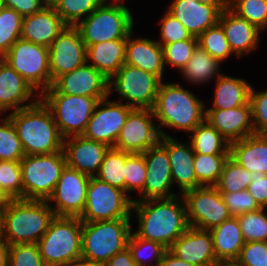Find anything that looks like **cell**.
I'll return each mask as SVG.
<instances>
[{
    "label": "cell",
    "instance_id": "6da1fadb",
    "mask_svg": "<svg viewBox=\"0 0 267 266\" xmlns=\"http://www.w3.org/2000/svg\"><path fill=\"white\" fill-rule=\"evenodd\" d=\"M179 196L133 201L132 212L139 222L134 233L169 249L190 227L186 203L182 194Z\"/></svg>",
    "mask_w": 267,
    "mask_h": 266
},
{
    "label": "cell",
    "instance_id": "7a4b0ae2",
    "mask_svg": "<svg viewBox=\"0 0 267 266\" xmlns=\"http://www.w3.org/2000/svg\"><path fill=\"white\" fill-rule=\"evenodd\" d=\"M152 110L155 116L154 122H159L157 126L161 136L164 137L173 136L167 134L161 127L174 128L175 131L183 130L189 134L203 123L206 117V108L202 100L174 82H161Z\"/></svg>",
    "mask_w": 267,
    "mask_h": 266
},
{
    "label": "cell",
    "instance_id": "3957f363",
    "mask_svg": "<svg viewBox=\"0 0 267 266\" xmlns=\"http://www.w3.org/2000/svg\"><path fill=\"white\" fill-rule=\"evenodd\" d=\"M7 116L16 129L25 155L52 154L63 150V138L57 124L41 99Z\"/></svg>",
    "mask_w": 267,
    "mask_h": 266
},
{
    "label": "cell",
    "instance_id": "277c9868",
    "mask_svg": "<svg viewBox=\"0 0 267 266\" xmlns=\"http://www.w3.org/2000/svg\"><path fill=\"white\" fill-rule=\"evenodd\" d=\"M55 216L47 201L10 199L4 209L3 238L9 245L37 244Z\"/></svg>",
    "mask_w": 267,
    "mask_h": 266
},
{
    "label": "cell",
    "instance_id": "5b68a950",
    "mask_svg": "<svg viewBox=\"0 0 267 266\" xmlns=\"http://www.w3.org/2000/svg\"><path fill=\"white\" fill-rule=\"evenodd\" d=\"M81 240L79 217L55 216L37 245L46 266H71L82 261Z\"/></svg>",
    "mask_w": 267,
    "mask_h": 266
},
{
    "label": "cell",
    "instance_id": "8992f818",
    "mask_svg": "<svg viewBox=\"0 0 267 266\" xmlns=\"http://www.w3.org/2000/svg\"><path fill=\"white\" fill-rule=\"evenodd\" d=\"M131 219L82 222V261L105 264L128 247Z\"/></svg>",
    "mask_w": 267,
    "mask_h": 266
},
{
    "label": "cell",
    "instance_id": "52a82bcc",
    "mask_svg": "<svg viewBox=\"0 0 267 266\" xmlns=\"http://www.w3.org/2000/svg\"><path fill=\"white\" fill-rule=\"evenodd\" d=\"M122 1L125 0H105L76 26L86 47L104 41L127 39L134 30V18Z\"/></svg>",
    "mask_w": 267,
    "mask_h": 266
},
{
    "label": "cell",
    "instance_id": "ba28073f",
    "mask_svg": "<svg viewBox=\"0 0 267 266\" xmlns=\"http://www.w3.org/2000/svg\"><path fill=\"white\" fill-rule=\"evenodd\" d=\"M23 199L47 201L65 168L64 151L25 155L21 161Z\"/></svg>",
    "mask_w": 267,
    "mask_h": 266
},
{
    "label": "cell",
    "instance_id": "9c48e42d",
    "mask_svg": "<svg viewBox=\"0 0 267 266\" xmlns=\"http://www.w3.org/2000/svg\"><path fill=\"white\" fill-rule=\"evenodd\" d=\"M133 199L114 186L92 176L86 189L82 222L131 219Z\"/></svg>",
    "mask_w": 267,
    "mask_h": 266
},
{
    "label": "cell",
    "instance_id": "30bf717a",
    "mask_svg": "<svg viewBox=\"0 0 267 266\" xmlns=\"http://www.w3.org/2000/svg\"><path fill=\"white\" fill-rule=\"evenodd\" d=\"M39 98L51 111L63 139L84 134L99 102L89 96L63 93H42Z\"/></svg>",
    "mask_w": 267,
    "mask_h": 266
},
{
    "label": "cell",
    "instance_id": "8fae6325",
    "mask_svg": "<svg viewBox=\"0 0 267 266\" xmlns=\"http://www.w3.org/2000/svg\"><path fill=\"white\" fill-rule=\"evenodd\" d=\"M2 59L39 91V96L52 86L48 47L20 38Z\"/></svg>",
    "mask_w": 267,
    "mask_h": 266
},
{
    "label": "cell",
    "instance_id": "7c38bea8",
    "mask_svg": "<svg viewBox=\"0 0 267 266\" xmlns=\"http://www.w3.org/2000/svg\"><path fill=\"white\" fill-rule=\"evenodd\" d=\"M162 80L138 67L124 64L109 79L108 91H116L125 98L127 106L138 109H153Z\"/></svg>",
    "mask_w": 267,
    "mask_h": 266
},
{
    "label": "cell",
    "instance_id": "4fadbf2b",
    "mask_svg": "<svg viewBox=\"0 0 267 266\" xmlns=\"http://www.w3.org/2000/svg\"><path fill=\"white\" fill-rule=\"evenodd\" d=\"M191 227L210 230L231 215L221 193L215 186H200L182 194Z\"/></svg>",
    "mask_w": 267,
    "mask_h": 266
},
{
    "label": "cell",
    "instance_id": "5bb4252c",
    "mask_svg": "<svg viewBox=\"0 0 267 266\" xmlns=\"http://www.w3.org/2000/svg\"><path fill=\"white\" fill-rule=\"evenodd\" d=\"M152 109L134 108L115 142L114 148L128 153H144L150 147L157 145L161 134Z\"/></svg>",
    "mask_w": 267,
    "mask_h": 266
},
{
    "label": "cell",
    "instance_id": "9a60e30c",
    "mask_svg": "<svg viewBox=\"0 0 267 266\" xmlns=\"http://www.w3.org/2000/svg\"><path fill=\"white\" fill-rule=\"evenodd\" d=\"M90 176L67 165L47 202L56 216L80 217L86 203ZM55 203L53 206L51 203Z\"/></svg>",
    "mask_w": 267,
    "mask_h": 266
},
{
    "label": "cell",
    "instance_id": "2e32d148",
    "mask_svg": "<svg viewBox=\"0 0 267 266\" xmlns=\"http://www.w3.org/2000/svg\"><path fill=\"white\" fill-rule=\"evenodd\" d=\"M144 154L147 166V176L144 189L138 193L141 196L133 201L147 199L172 198L179 195L171 192L173 180L167 152V137L162 136L160 142L150 147Z\"/></svg>",
    "mask_w": 267,
    "mask_h": 266
},
{
    "label": "cell",
    "instance_id": "e0dca14e",
    "mask_svg": "<svg viewBox=\"0 0 267 266\" xmlns=\"http://www.w3.org/2000/svg\"><path fill=\"white\" fill-rule=\"evenodd\" d=\"M107 99H109V97L99 100L95 106L83 136L114 148L117 137L126 122L128 114L134 108L124 103Z\"/></svg>",
    "mask_w": 267,
    "mask_h": 266
},
{
    "label": "cell",
    "instance_id": "ac0fdd59",
    "mask_svg": "<svg viewBox=\"0 0 267 266\" xmlns=\"http://www.w3.org/2000/svg\"><path fill=\"white\" fill-rule=\"evenodd\" d=\"M48 49L52 84L59 76L87 62V47L76 26H66Z\"/></svg>",
    "mask_w": 267,
    "mask_h": 266
},
{
    "label": "cell",
    "instance_id": "d6986e66",
    "mask_svg": "<svg viewBox=\"0 0 267 266\" xmlns=\"http://www.w3.org/2000/svg\"><path fill=\"white\" fill-rule=\"evenodd\" d=\"M227 0H173L167 11L194 37L219 23Z\"/></svg>",
    "mask_w": 267,
    "mask_h": 266
},
{
    "label": "cell",
    "instance_id": "ffe728a7",
    "mask_svg": "<svg viewBox=\"0 0 267 266\" xmlns=\"http://www.w3.org/2000/svg\"><path fill=\"white\" fill-rule=\"evenodd\" d=\"M109 79L87 62L69 73L59 76L43 93H63L96 98H108Z\"/></svg>",
    "mask_w": 267,
    "mask_h": 266
},
{
    "label": "cell",
    "instance_id": "44dd1931",
    "mask_svg": "<svg viewBox=\"0 0 267 266\" xmlns=\"http://www.w3.org/2000/svg\"><path fill=\"white\" fill-rule=\"evenodd\" d=\"M110 148L104 143L87 139L83 135L63 139V151L67 166L90 177L98 173Z\"/></svg>",
    "mask_w": 267,
    "mask_h": 266
},
{
    "label": "cell",
    "instance_id": "7402d4cb",
    "mask_svg": "<svg viewBox=\"0 0 267 266\" xmlns=\"http://www.w3.org/2000/svg\"><path fill=\"white\" fill-rule=\"evenodd\" d=\"M205 120L230 144L255 134L250 102L231 109H206Z\"/></svg>",
    "mask_w": 267,
    "mask_h": 266
},
{
    "label": "cell",
    "instance_id": "603a6c76",
    "mask_svg": "<svg viewBox=\"0 0 267 266\" xmlns=\"http://www.w3.org/2000/svg\"><path fill=\"white\" fill-rule=\"evenodd\" d=\"M168 250L177 258L195 266H213L218 261L210 231L191 226Z\"/></svg>",
    "mask_w": 267,
    "mask_h": 266
},
{
    "label": "cell",
    "instance_id": "cb8c5ba5",
    "mask_svg": "<svg viewBox=\"0 0 267 266\" xmlns=\"http://www.w3.org/2000/svg\"><path fill=\"white\" fill-rule=\"evenodd\" d=\"M219 24L236 57H244L246 53L257 49L262 31L250 24L246 18L236 14L228 5L220 15Z\"/></svg>",
    "mask_w": 267,
    "mask_h": 266
},
{
    "label": "cell",
    "instance_id": "d4e9b609",
    "mask_svg": "<svg viewBox=\"0 0 267 266\" xmlns=\"http://www.w3.org/2000/svg\"><path fill=\"white\" fill-rule=\"evenodd\" d=\"M35 92V95H39L22 76L0 58V114L33 105L40 99V96L34 95ZM32 97L37 98L25 104Z\"/></svg>",
    "mask_w": 267,
    "mask_h": 266
},
{
    "label": "cell",
    "instance_id": "484cf974",
    "mask_svg": "<svg viewBox=\"0 0 267 266\" xmlns=\"http://www.w3.org/2000/svg\"><path fill=\"white\" fill-rule=\"evenodd\" d=\"M67 25L48 4L40 12L23 17L21 39L49 47Z\"/></svg>",
    "mask_w": 267,
    "mask_h": 266
},
{
    "label": "cell",
    "instance_id": "4316f807",
    "mask_svg": "<svg viewBox=\"0 0 267 266\" xmlns=\"http://www.w3.org/2000/svg\"><path fill=\"white\" fill-rule=\"evenodd\" d=\"M132 33L133 31L127 36L125 64L152 73L163 81L166 67L162 45L156 40L144 37L133 39Z\"/></svg>",
    "mask_w": 267,
    "mask_h": 266
},
{
    "label": "cell",
    "instance_id": "83f0119b",
    "mask_svg": "<svg viewBox=\"0 0 267 266\" xmlns=\"http://www.w3.org/2000/svg\"><path fill=\"white\" fill-rule=\"evenodd\" d=\"M167 152L170 160L171 177L179 187L180 194L198 187V180L194 170V157L191 143H181L174 137H167Z\"/></svg>",
    "mask_w": 267,
    "mask_h": 266
},
{
    "label": "cell",
    "instance_id": "f1b7e54d",
    "mask_svg": "<svg viewBox=\"0 0 267 266\" xmlns=\"http://www.w3.org/2000/svg\"><path fill=\"white\" fill-rule=\"evenodd\" d=\"M230 157L250 173L267 175V134H253L231 143Z\"/></svg>",
    "mask_w": 267,
    "mask_h": 266
},
{
    "label": "cell",
    "instance_id": "f546056e",
    "mask_svg": "<svg viewBox=\"0 0 267 266\" xmlns=\"http://www.w3.org/2000/svg\"><path fill=\"white\" fill-rule=\"evenodd\" d=\"M126 41L118 39L87 46V63L110 79L125 64Z\"/></svg>",
    "mask_w": 267,
    "mask_h": 266
},
{
    "label": "cell",
    "instance_id": "4dcf8cb0",
    "mask_svg": "<svg viewBox=\"0 0 267 266\" xmlns=\"http://www.w3.org/2000/svg\"><path fill=\"white\" fill-rule=\"evenodd\" d=\"M218 261L237 260L245 244L238 218L231 216L209 230Z\"/></svg>",
    "mask_w": 267,
    "mask_h": 266
},
{
    "label": "cell",
    "instance_id": "1f68e13d",
    "mask_svg": "<svg viewBox=\"0 0 267 266\" xmlns=\"http://www.w3.org/2000/svg\"><path fill=\"white\" fill-rule=\"evenodd\" d=\"M215 84L212 107L206 109H231L249 102L252 85L245 79L222 74Z\"/></svg>",
    "mask_w": 267,
    "mask_h": 266
},
{
    "label": "cell",
    "instance_id": "d6a6232c",
    "mask_svg": "<svg viewBox=\"0 0 267 266\" xmlns=\"http://www.w3.org/2000/svg\"><path fill=\"white\" fill-rule=\"evenodd\" d=\"M220 64V61L198 46L180 73L187 82L205 84L214 79V76L219 77L223 74L219 72Z\"/></svg>",
    "mask_w": 267,
    "mask_h": 266
},
{
    "label": "cell",
    "instance_id": "836d02e7",
    "mask_svg": "<svg viewBox=\"0 0 267 266\" xmlns=\"http://www.w3.org/2000/svg\"><path fill=\"white\" fill-rule=\"evenodd\" d=\"M188 136L194 153L209 155H230V143L206 120Z\"/></svg>",
    "mask_w": 267,
    "mask_h": 266
},
{
    "label": "cell",
    "instance_id": "e575fe53",
    "mask_svg": "<svg viewBox=\"0 0 267 266\" xmlns=\"http://www.w3.org/2000/svg\"><path fill=\"white\" fill-rule=\"evenodd\" d=\"M127 152L110 148L95 177L125 191V164Z\"/></svg>",
    "mask_w": 267,
    "mask_h": 266
},
{
    "label": "cell",
    "instance_id": "d590c367",
    "mask_svg": "<svg viewBox=\"0 0 267 266\" xmlns=\"http://www.w3.org/2000/svg\"><path fill=\"white\" fill-rule=\"evenodd\" d=\"M105 0H54L51 4L67 26H77Z\"/></svg>",
    "mask_w": 267,
    "mask_h": 266
},
{
    "label": "cell",
    "instance_id": "8d00e7d4",
    "mask_svg": "<svg viewBox=\"0 0 267 266\" xmlns=\"http://www.w3.org/2000/svg\"><path fill=\"white\" fill-rule=\"evenodd\" d=\"M230 155L195 153L194 170L200 186H215Z\"/></svg>",
    "mask_w": 267,
    "mask_h": 266
},
{
    "label": "cell",
    "instance_id": "74e56055",
    "mask_svg": "<svg viewBox=\"0 0 267 266\" xmlns=\"http://www.w3.org/2000/svg\"><path fill=\"white\" fill-rule=\"evenodd\" d=\"M251 173L230 156L225 162L220 178L215 185L219 192H238L246 190L252 182Z\"/></svg>",
    "mask_w": 267,
    "mask_h": 266
},
{
    "label": "cell",
    "instance_id": "f35d334b",
    "mask_svg": "<svg viewBox=\"0 0 267 266\" xmlns=\"http://www.w3.org/2000/svg\"><path fill=\"white\" fill-rule=\"evenodd\" d=\"M128 249L137 266H150L148 265L150 260H154L155 264L151 266H159L164 253L168 250L159 242L142 239L134 232L128 240Z\"/></svg>",
    "mask_w": 267,
    "mask_h": 266
},
{
    "label": "cell",
    "instance_id": "ab89813d",
    "mask_svg": "<svg viewBox=\"0 0 267 266\" xmlns=\"http://www.w3.org/2000/svg\"><path fill=\"white\" fill-rule=\"evenodd\" d=\"M23 17L14 9L0 8V58L21 38Z\"/></svg>",
    "mask_w": 267,
    "mask_h": 266
},
{
    "label": "cell",
    "instance_id": "60d3db41",
    "mask_svg": "<svg viewBox=\"0 0 267 266\" xmlns=\"http://www.w3.org/2000/svg\"><path fill=\"white\" fill-rule=\"evenodd\" d=\"M197 39L198 46L220 62L233 54L219 23L204 31Z\"/></svg>",
    "mask_w": 267,
    "mask_h": 266
},
{
    "label": "cell",
    "instance_id": "b9f144b4",
    "mask_svg": "<svg viewBox=\"0 0 267 266\" xmlns=\"http://www.w3.org/2000/svg\"><path fill=\"white\" fill-rule=\"evenodd\" d=\"M25 156L21 141L11 119H0V161H21Z\"/></svg>",
    "mask_w": 267,
    "mask_h": 266
},
{
    "label": "cell",
    "instance_id": "7bdbcfd3",
    "mask_svg": "<svg viewBox=\"0 0 267 266\" xmlns=\"http://www.w3.org/2000/svg\"><path fill=\"white\" fill-rule=\"evenodd\" d=\"M227 5L259 30L267 28V0H227Z\"/></svg>",
    "mask_w": 267,
    "mask_h": 266
},
{
    "label": "cell",
    "instance_id": "ee69618b",
    "mask_svg": "<svg viewBox=\"0 0 267 266\" xmlns=\"http://www.w3.org/2000/svg\"><path fill=\"white\" fill-rule=\"evenodd\" d=\"M265 210L266 208H260L236 216L245 242H267V215Z\"/></svg>",
    "mask_w": 267,
    "mask_h": 266
},
{
    "label": "cell",
    "instance_id": "f6af8a7d",
    "mask_svg": "<svg viewBox=\"0 0 267 266\" xmlns=\"http://www.w3.org/2000/svg\"><path fill=\"white\" fill-rule=\"evenodd\" d=\"M0 188L9 199H23L20 161H0Z\"/></svg>",
    "mask_w": 267,
    "mask_h": 266
},
{
    "label": "cell",
    "instance_id": "bcb514c9",
    "mask_svg": "<svg viewBox=\"0 0 267 266\" xmlns=\"http://www.w3.org/2000/svg\"><path fill=\"white\" fill-rule=\"evenodd\" d=\"M125 192L130 196L131 191L139 193L144 189L147 166L143 153H128L125 164Z\"/></svg>",
    "mask_w": 267,
    "mask_h": 266
},
{
    "label": "cell",
    "instance_id": "7dc6e473",
    "mask_svg": "<svg viewBox=\"0 0 267 266\" xmlns=\"http://www.w3.org/2000/svg\"><path fill=\"white\" fill-rule=\"evenodd\" d=\"M197 47L198 39L194 36L183 41L164 44L162 46L164 64H169L171 67L177 68L181 71L192 57Z\"/></svg>",
    "mask_w": 267,
    "mask_h": 266
},
{
    "label": "cell",
    "instance_id": "c3c4849f",
    "mask_svg": "<svg viewBox=\"0 0 267 266\" xmlns=\"http://www.w3.org/2000/svg\"><path fill=\"white\" fill-rule=\"evenodd\" d=\"M158 24H160L159 31L161 40L156 39V41L162 46L164 44L175 43L193 37L185 26L167 10L161 20H159Z\"/></svg>",
    "mask_w": 267,
    "mask_h": 266
},
{
    "label": "cell",
    "instance_id": "681fc988",
    "mask_svg": "<svg viewBox=\"0 0 267 266\" xmlns=\"http://www.w3.org/2000/svg\"><path fill=\"white\" fill-rule=\"evenodd\" d=\"M8 266H46L37 244L10 245Z\"/></svg>",
    "mask_w": 267,
    "mask_h": 266
},
{
    "label": "cell",
    "instance_id": "f907efd6",
    "mask_svg": "<svg viewBox=\"0 0 267 266\" xmlns=\"http://www.w3.org/2000/svg\"><path fill=\"white\" fill-rule=\"evenodd\" d=\"M231 216L253 212L261 207L255 198L246 190L238 192H220Z\"/></svg>",
    "mask_w": 267,
    "mask_h": 266
},
{
    "label": "cell",
    "instance_id": "816d5d0a",
    "mask_svg": "<svg viewBox=\"0 0 267 266\" xmlns=\"http://www.w3.org/2000/svg\"><path fill=\"white\" fill-rule=\"evenodd\" d=\"M249 102L255 134H267V90L258 92L251 86Z\"/></svg>",
    "mask_w": 267,
    "mask_h": 266
},
{
    "label": "cell",
    "instance_id": "f5cc1de1",
    "mask_svg": "<svg viewBox=\"0 0 267 266\" xmlns=\"http://www.w3.org/2000/svg\"><path fill=\"white\" fill-rule=\"evenodd\" d=\"M236 261L240 266H267V242H245Z\"/></svg>",
    "mask_w": 267,
    "mask_h": 266
},
{
    "label": "cell",
    "instance_id": "db71d44e",
    "mask_svg": "<svg viewBox=\"0 0 267 266\" xmlns=\"http://www.w3.org/2000/svg\"><path fill=\"white\" fill-rule=\"evenodd\" d=\"M252 182L247 191L255 198L261 208H267V175L261 172L251 173Z\"/></svg>",
    "mask_w": 267,
    "mask_h": 266
},
{
    "label": "cell",
    "instance_id": "11a10c76",
    "mask_svg": "<svg viewBox=\"0 0 267 266\" xmlns=\"http://www.w3.org/2000/svg\"><path fill=\"white\" fill-rule=\"evenodd\" d=\"M5 7L14 9L22 17L40 12L48 4L44 0H4Z\"/></svg>",
    "mask_w": 267,
    "mask_h": 266
},
{
    "label": "cell",
    "instance_id": "9f6ffc18",
    "mask_svg": "<svg viewBox=\"0 0 267 266\" xmlns=\"http://www.w3.org/2000/svg\"><path fill=\"white\" fill-rule=\"evenodd\" d=\"M103 266H137V264L134 262L131 251L127 247L122 252L115 254Z\"/></svg>",
    "mask_w": 267,
    "mask_h": 266
},
{
    "label": "cell",
    "instance_id": "6f0895ef",
    "mask_svg": "<svg viewBox=\"0 0 267 266\" xmlns=\"http://www.w3.org/2000/svg\"><path fill=\"white\" fill-rule=\"evenodd\" d=\"M159 266H195V265L189 264L188 262H185L184 260L177 258L174 254H172L169 250H167L162 257Z\"/></svg>",
    "mask_w": 267,
    "mask_h": 266
},
{
    "label": "cell",
    "instance_id": "680465c9",
    "mask_svg": "<svg viewBox=\"0 0 267 266\" xmlns=\"http://www.w3.org/2000/svg\"><path fill=\"white\" fill-rule=\"evenodd\" d=\"M9 251L10 245L3 237H0V266L9 265Z\"/></svg>",
    "mask_w": 267,
    "mask_h": 266
},
{
    "label": "cell",
    "instance_id": "91938a15",
    "mask_svg": "<svg viewBox=\"0 0 267 266\" xmlns=\"http://www.w3.org/2000/svg\"><path fill=\"white\" fill-rule=\"evenodd\" d=\"M7 203H0V237H3L4 209Z\"/></svg>",
    "mask_w": 267,
    "mask_h": 266
},
{
    "label": "cell",
    "instance_id": "94428289",
    "mask_svg": "<svg viewBox=\"0 0 267 266\" xmlns=\"http://www.w3.org/2000/svg\"><path fill=\"white\" fill-rule=\"evenodd\" d=\"M213 266H240L236 260L217 261Z\"/></svg>",
    "mask_w": 267,
    "mask_h": 266
},
{
    "label": "cell",
    "instance_id": "6125c7cd",
    "mask_svg": "<svg viewBox=\"0 0 267 266\" xmlns=\"http://www.w3.org/2000/svg\"><path fill=\"white\" fill-rule=\"evenodd\" d=\"M9 198L5 195V193L0 188V203H8Z\"/></svg>",
    "mask_w": 267,
    "mask_h": 266
},
{
    "label": "cell",
    "instance_id": "be15d7a7",
    "mask_svg": "<svg viewBox=\"0 0 267 266\" xmlns=\"http://www.w3.org/2000/svg\"><path fill=\"white\" fill-rule=\"evenodd\" d=\"M71 266H103V264H90V263L80 261L79 263H75Z\"/></svg>",
    "mask_w": 267,
    "mask_h": 266
},
{
    "label": "cell",
    "instance_id": "e7e4bbea",
    "mask_svg": "<svg viewBox=\"0 0 267 266\" xmlns=\"http://www.w3.org/2000/svg\"><path fill=\"white\" fill-rule=\"evenodd\" d=\"M3 7H5L4 0H0V8H3Z\"/></svg>",
    "mask_w": 267,
    "mask_h": 266
},
{
    "label": "cell",
    "instance_id": "03108f58",
    "mask_svg": "<svg viewBox=\"0 0 267 266\" xmlns=\"http://www.w3.org/2000/svg\"><path fill=\"white\" fill-rule=\"evenodd\" d=\"M47 4H52L54 0H44Z\"/></svg>",
    "mask_w": 267,
    "mask_h": 266
}]
</instances>
